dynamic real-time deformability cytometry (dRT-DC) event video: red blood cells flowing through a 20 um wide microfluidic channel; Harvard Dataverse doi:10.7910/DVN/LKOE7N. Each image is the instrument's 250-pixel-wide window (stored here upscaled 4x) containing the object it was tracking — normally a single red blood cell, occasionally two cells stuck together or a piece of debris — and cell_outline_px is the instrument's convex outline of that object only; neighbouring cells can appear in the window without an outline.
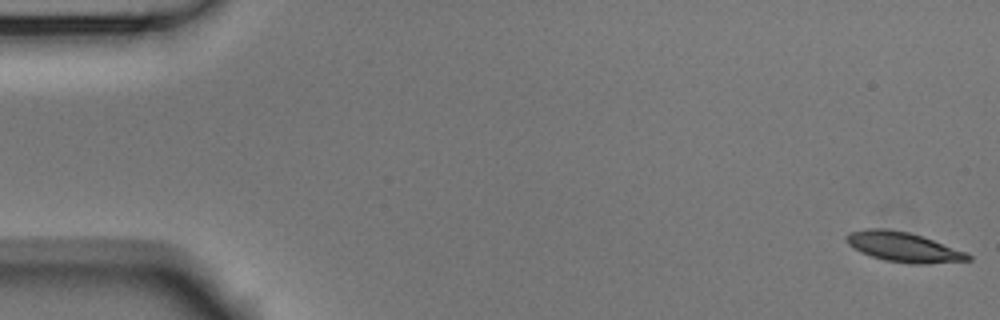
{"species": "Egyptian fruit bat (a non-hibernating species)", "species_latin": "Rousettus aegyptiacus", "temperature_condition": "room temperature", "stored_images_in_passage": 55, "camera_frame_rate_fps": 3000, "um_per_image_px": 0.085, "animal": {"sex": "male"}, "frame": {"image": 1, "passage_image": 1, "time_ms": 0.0, "image_size_px": [1000, 320], "cell_outline_px": [[972, 260], [928, 264], [912, 264], [884, 260], [860, 252], [852, 248], [844, 240], [844, 236], [848, 232], [864, 228], [884, 228], [908, 232], [932, 240], [964, 252], [972, 256]], "centroid_in_image_um": [76.7, 20.99], "position_along_channel_um": 8.3, "area_um2": 21.1}}
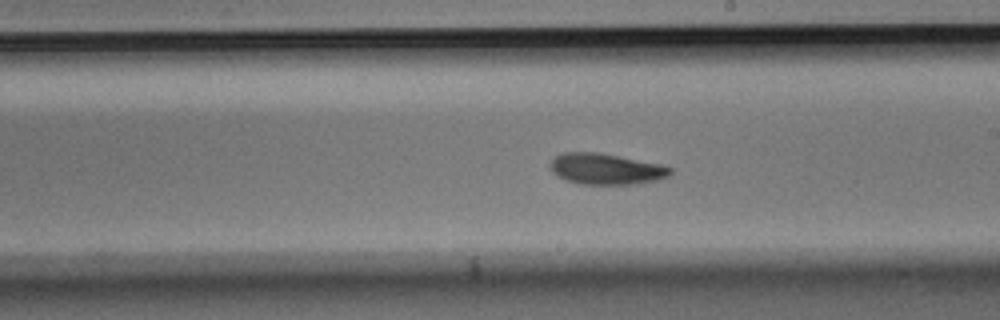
{"frame": {"image": 2, "passage_image": 31, "time_ms": 10.0, "image_size_px": [1000, 320], "cell_outline_px": [[672, 172], [668, 176], [656, 180], [636, 184], [580, 184], [568, 180], [552, 172], [548, 164], [556, 156], [564, 152], [600, 152], [660, 164], [672, 168]], "centroid_in_image_um": [51.51, 14.35], "position_along_channel_um": 237.5, "area_um2": 21.62}}
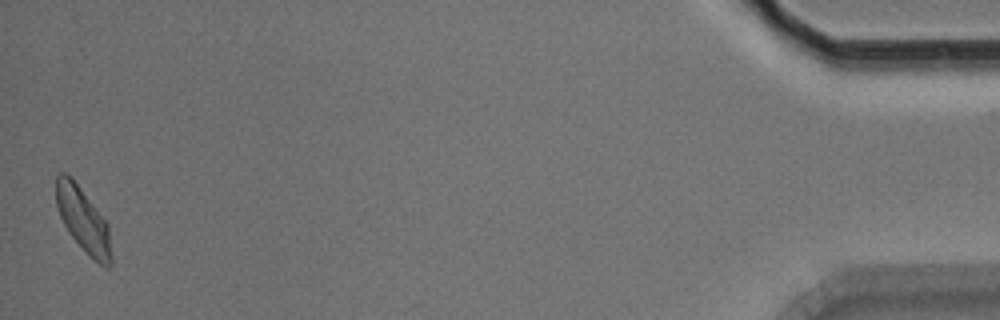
{"frame": {"image": 3, "passage_image": 54, "time_ms": 17.667, "image_size_px": [1000, 320], "cell_outline_px": [[112, 264], [108, 268], [104, 268], [68, 232], [60, 216], [56, 204], [56, 176], [60, 172], [64, 172], [72, 176], [108, 224], [112, 256]], "centroid_in_image_um": [7.07, 18.65], "position_along_channel_um": 428.1, "area_um2": 20.46}}